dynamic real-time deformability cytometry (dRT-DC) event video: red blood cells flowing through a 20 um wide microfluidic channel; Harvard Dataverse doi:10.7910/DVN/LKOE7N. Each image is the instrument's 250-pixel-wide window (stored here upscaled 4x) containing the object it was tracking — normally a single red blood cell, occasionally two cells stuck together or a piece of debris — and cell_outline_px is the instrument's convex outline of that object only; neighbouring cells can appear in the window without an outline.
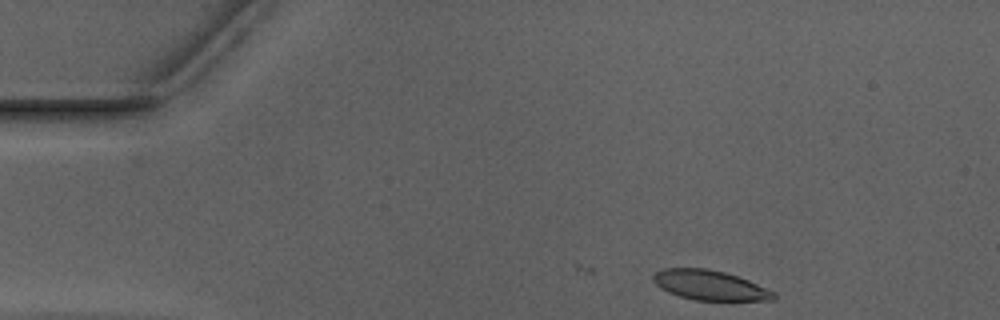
{"species": "Egyptian fruit bat (a non-hibernating species)", "species_latin": "Rousettus aegyptiacus", "temperature_condition": "warm", "stored_images_in_passage": 16, "camera_frame_rate_fps": 3000, "um_per_image_px": 0.085, "animal": {"sex": "male"}, "frame": {"image": 1, "passage_image": 1, "time_ms": 0.0, "image_size_px": [1000, 320], "cell_outline_px": [[776, 300], [696, 300], [680, 296], [668, 292], [660, 288], [652, 280], [652, 276], [656, 272], [664, 268], [708, 268], [724, 272], [748, 280], [776, 292]], "centroid_in_image_um": [60.33, 24.24], "position_along_channel_um": 24.7, "area_um2": 20.87}}
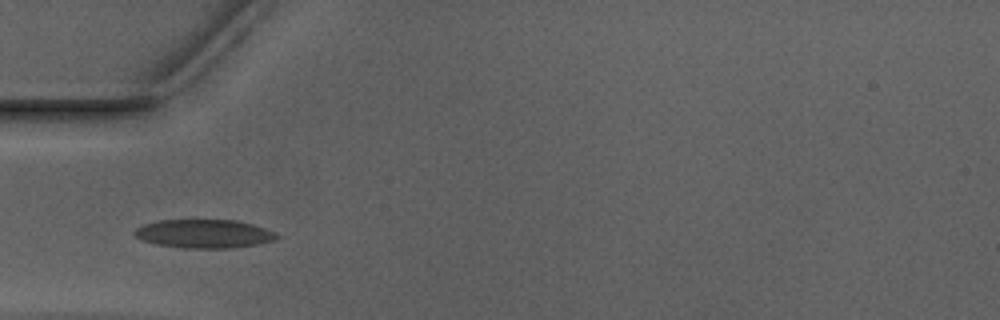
{"frame": {"image": 2, "passage_image": 10, "time_ms": 3.0, "image_size_px": [1000, 320], "cell_outline_px": [[280, 236], [272, 240], [256, 244], [232, 248], [184, 248], [156, 244], [140, 240], [132, 232], [136, 228], [144, 224], [156, 220], [236, 220], [252, 224], [276, 232]], "centroid_in_image_um": [17.3, 19.86], "position_along_channel_um": 67.7, "area_um2": 23.7}}
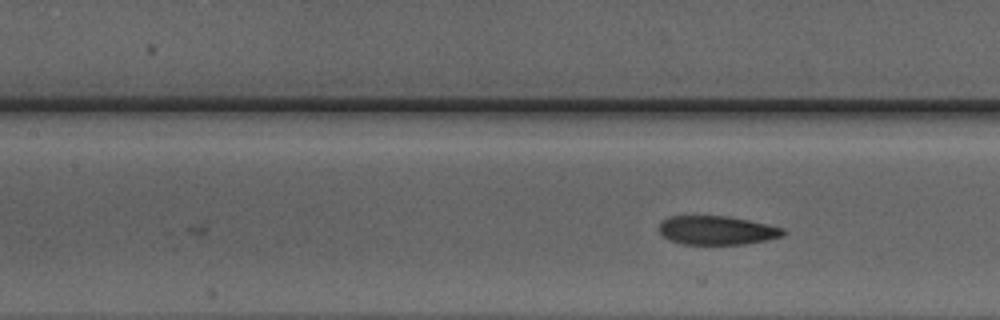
{"frame": {"image": 3, "passage_image": 16, "time_ms": 5.0, "image_size_px": [1000, 320], "cell_outline_px": [[788, 232], [780, 236], [768, 240], [744, 244], [680, 244], [668, 240], [660, 232], [660, 224], [664, 220], [672, 216], [728, 216], [768, 224], [784, 228]], "centroid_in_image_um": [60.97, 19.58], "position_along_channel_um": 146.4, "area_um2": 20.81}}